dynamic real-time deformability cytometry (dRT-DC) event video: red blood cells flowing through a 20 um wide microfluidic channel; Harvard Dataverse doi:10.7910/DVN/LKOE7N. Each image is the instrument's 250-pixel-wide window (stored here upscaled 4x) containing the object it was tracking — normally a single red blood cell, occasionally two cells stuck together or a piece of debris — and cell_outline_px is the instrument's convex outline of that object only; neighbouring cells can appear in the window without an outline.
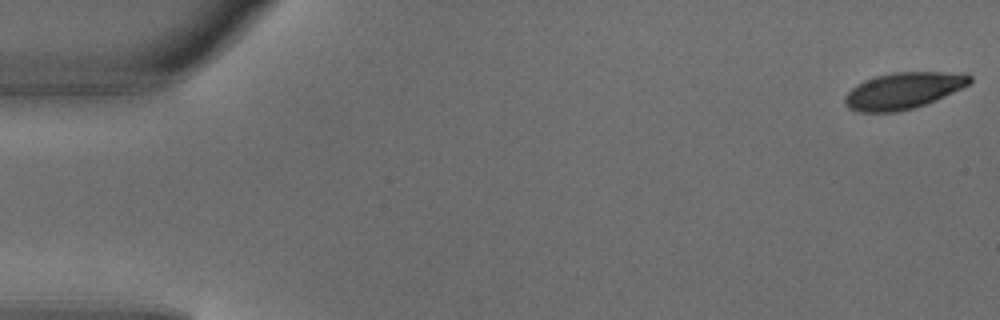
{"species": "common noctule bat (a hibernating species)", "species_latin": "Nyctalus noctula", "temperature_condition": "warm", "stored_images_in_passage": 4, "camera_frame_rate_fps": 3000, "um_per_image_px": 0.085, "animal": {"sex": "male", "body_mass_g": 18.8}, "frame": {"image": 1, "passage_image": 1, "time_ms": 0.0, "image_size_px": [1000, 320], "cell_outline_px": [[972, 84], [944, 96], [924, 104], [912, 108], [896, 112], [860, 112], [848, 108], [844, 104], [844, 96], [856, 84], [864, 80], [876, 76], [892, 72], [968, 72], [972, 76]], "centroid_in_image_um": [76.81, 7.68], "position_along_channel_um": 8.2, "area_um2": 26.76}}